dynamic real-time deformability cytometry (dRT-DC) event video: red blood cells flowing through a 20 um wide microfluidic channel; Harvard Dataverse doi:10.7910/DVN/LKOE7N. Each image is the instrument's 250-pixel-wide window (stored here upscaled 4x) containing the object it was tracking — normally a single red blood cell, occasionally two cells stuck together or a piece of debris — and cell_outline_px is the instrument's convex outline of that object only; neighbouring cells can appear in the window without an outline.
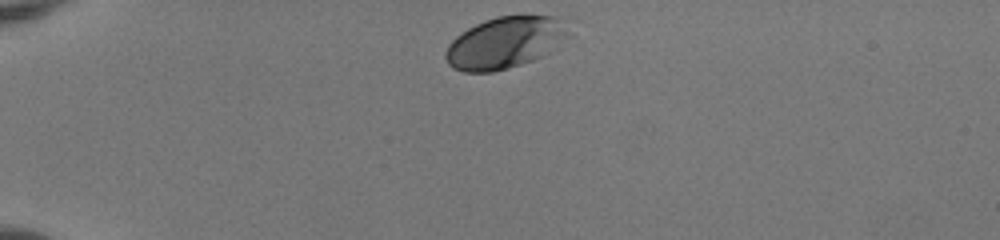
{"species": "human", "species_latin": "Homo sapiens", "temperature_condition": "room temperature", "stored_images_in_passage": 35, "camera_frame_rate_fps": 3000, "um_per_image_px": 0.085, "donor": {"sex": "female"}, "frame": {"image": 1, "passage_image": 1, "time_ms": 0.0, "image_size_px": [1000, 240], "cell_outline_px": [[580, 20], [568, 36], [552, 52], [544, 56], [508, 68], [492, 72], [464, 72], [452, 68], [448, 64], [444, 56], [444, 52], [448, 44], [456, 36], [468, 28], [484, 20], [496, 16], [520, 12], [524, 12], [560, 16]], "centroid_in_image_um": [43.12, 3.52], "position_along_channel_um": 41.9, "area_um2": 39.3}}
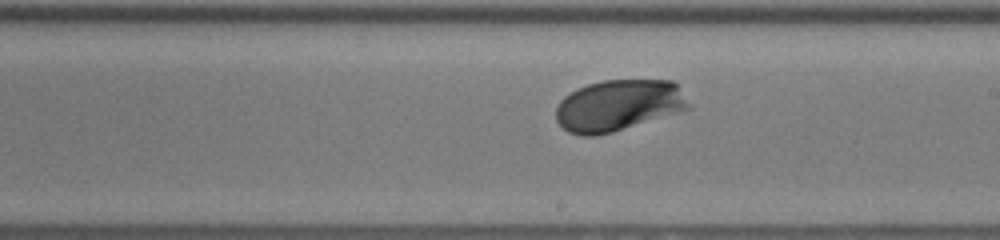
{"frame": {"image": 2, "passage_image": 20, "time_ms": 6.333, "image_size_px": [1000, 240], "cell_outline_px": [[692, 108], [612, 132], [592, 136], [580, 136], [568, 132], [556, 120], [556, 108], [560, 100], [564, 96], [588, 84], [604, 80], [672, 80], [676, 84], [692, 104]], "centroid_in_image_um": [52.58, 8.96], "position_along_channel_um": 236.4, "area_um2": 39.59}}
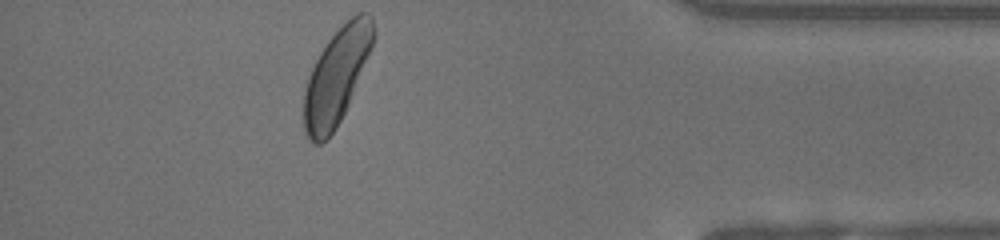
{"frame": {"image": 3, "passage_image": 35, "time_ms": 11.333, "image_size_px": [1000, 240], "cell_outline_px": [[376, 36], [348, 104], [336, 128], [320, 144], [316, 144], [308, 140], [304, 132], [304, 88], [312, 68], [320, 52], [328, 40], [356, 12], [372, 12], [376, 32]], "centroid_in_image_um": [28.61, 6.45], "position_along_channel_um": 406.6, "area_um2": 38.32}, "authors_computed_cell_mechanics": {"area_um2": 37.7434, "velocity_mm_per_s": 3.971, "shape_relaxation_time_tau1_ms": 1.3081, "shape_relaxation_time_tau2_ms": null, "deformation_change_tau1": 0.0851, "deformation_change_tau2": null}}